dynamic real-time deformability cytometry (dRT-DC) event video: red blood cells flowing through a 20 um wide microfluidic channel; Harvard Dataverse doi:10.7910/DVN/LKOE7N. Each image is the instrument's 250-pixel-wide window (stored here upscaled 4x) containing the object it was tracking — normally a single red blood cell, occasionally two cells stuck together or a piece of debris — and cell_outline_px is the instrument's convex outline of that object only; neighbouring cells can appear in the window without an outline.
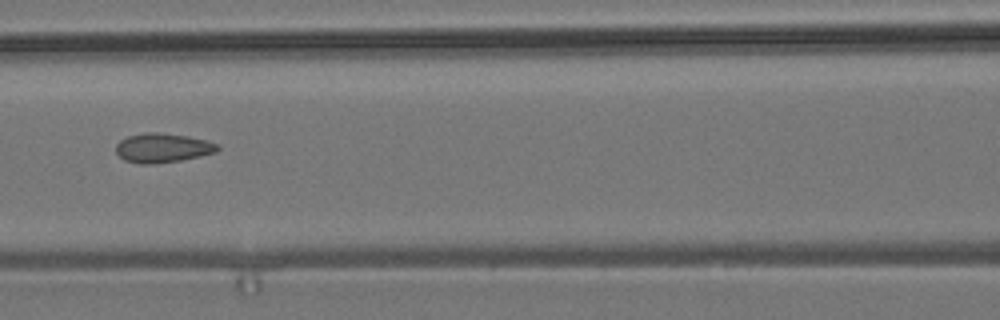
{"species": "common noctule bat (a hibernating species)", "species_latin": "Nyctalus noctula", "temperature_condition": "room temperature", "stored_images_in_passage": 10, "camera_frame_rate_fps": 3000, "um_per_image_px": 0.085, "animal": {"sex": "male", "body_mass_g": 19.2, "forearm_length_mm": 51.8}, "frame": {"image": 1, "passage_image": 9, "time_ms": 9.667, "image_size_px": [1000, 320], "cell_outline_px": [[220, 148], [216, 152], [180, 160], [148, 164], [140, 164], [124, 160], [116, 152], [116, 144], [120, 140], [128, 136], [144, 132], [160, 132], [188, 136], [220, 144]], "centroid_in_image_um": [13.81, 12.56], "position_along_channel_um": 152.8, "area_um2": 17.28}}
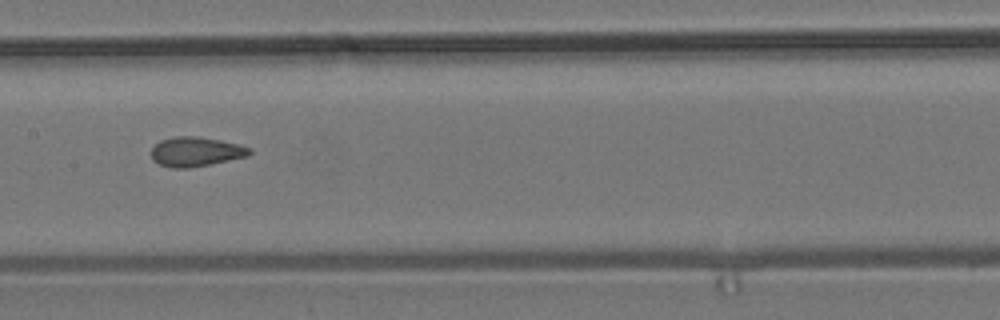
{"frame": {"image": 2, "passage_image": 10, "time_ms": 10.667, "image_size_px": [1000, 320], "cell_outline_px": [[252, 152], [248, 156], [188, 168], [172, 168], [160, 164], [152, 160], [152, 148], [160, 140], [176, 136], [196, 136], [220, 140], [252, 148]], "centroid_in_image_um": [16.63, 12.89], "position_along_channel_um": 190.8, "area_um2": 16.7}}